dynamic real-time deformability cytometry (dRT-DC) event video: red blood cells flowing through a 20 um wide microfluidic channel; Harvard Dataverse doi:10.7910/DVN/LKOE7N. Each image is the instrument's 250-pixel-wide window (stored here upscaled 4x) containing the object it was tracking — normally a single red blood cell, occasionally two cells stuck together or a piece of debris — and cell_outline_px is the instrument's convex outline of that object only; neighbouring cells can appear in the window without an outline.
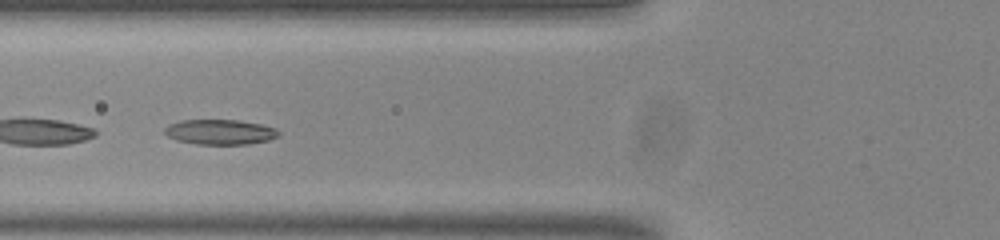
{"species": "common noctule bat (a hibernating species)", "species_latin": "Nyctalus noctula", "temperature_condition": "room temperature", "stored_images_in_passage": 18, "camera_frame_rate_fps": 3000, "um_per_image_px": 0.085, "animal": {"sex": "male", "body_mass_g": 20.0, "forearm_length_mm": 53.3}, "frame": {"image": 1, "passage_image": 6, "time_ms": 1.667, "image_size_px": [1000, 240], "cell_outline_px": [[280, 132], [276, 136], [268, 140], [248, 144], [196, 144], [176, 140], [168, 136], [164, 132], [164, 128], [168, 124], [180, 120], [236, 120], [260, 124], [276, 128]], "centroid_in_image_um": [18.66, 11.21], "position_along_channel_um": 107.1, "area_um2": 16.59}}
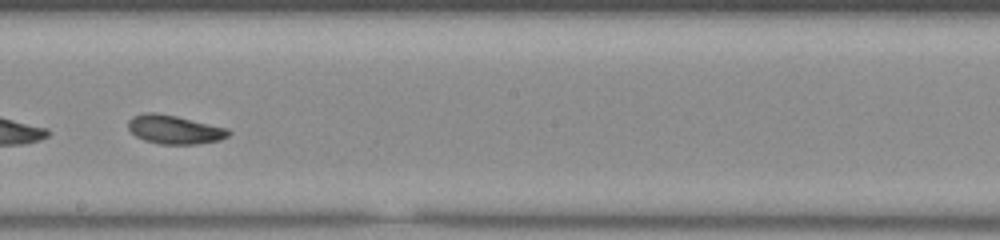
{"frame": {"image": 2, "passage_image": 16, "time_ms": 5.0, "image_size_px": [1000, 240], "cell_outline_px": [[232, 132], [228, 136], [220, 140], [196, 144], [160, 144], [144, 140], [136, 136], [128, 128], [128, 120], [132, 116], [144, 112], [156, 112], [176, 116], [228, 128]], "centroid_in_image_um": [14.82, 11.0], "position_along_channel_um": 233.4, "area_um2": 16.88}}